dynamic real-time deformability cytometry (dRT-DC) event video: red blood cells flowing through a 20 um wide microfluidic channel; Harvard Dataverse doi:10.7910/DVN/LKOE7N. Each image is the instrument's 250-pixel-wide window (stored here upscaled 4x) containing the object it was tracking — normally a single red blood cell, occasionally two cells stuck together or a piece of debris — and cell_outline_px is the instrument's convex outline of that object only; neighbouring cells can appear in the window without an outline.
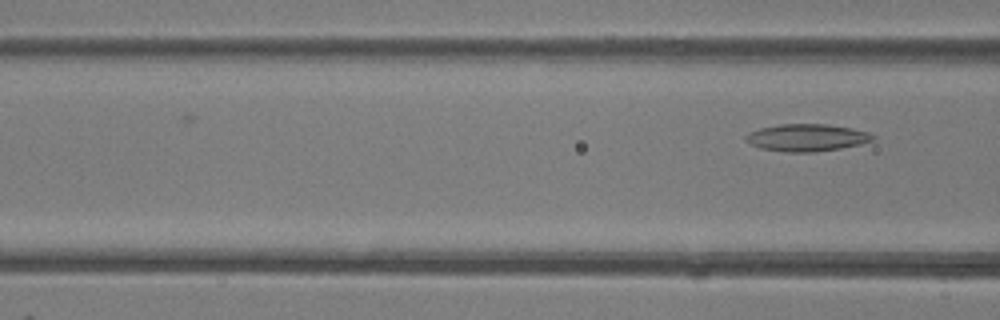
{"species": "common noctule bat (a hibernating species)", "species_latin": "Nyctalus noctula", "temperature_condition": "room temperature", "stored_images_in_passage": 5, "camera_frame_rate_fps": 3000, "um_per_image_px": 0.085, "animal": {"sex": "female"}, "frame": {"image": 1, "passage_image": 5, "time_ms": 4.333, "image_size_px": [1000, 320], "cell_outline_px": [[876, 140], [860, 144], [840, 148], [812, 152], [784, 152], [760, 148], [744, 140], [744, 136], [760, 128], [780, 124], [828, 124], [852, 128], [868, 132], [876, 136]], "centroid_in_image_um": [68.61, 11.69], "position_along_channel_um": 98.0, "area_um2": 20.17}}